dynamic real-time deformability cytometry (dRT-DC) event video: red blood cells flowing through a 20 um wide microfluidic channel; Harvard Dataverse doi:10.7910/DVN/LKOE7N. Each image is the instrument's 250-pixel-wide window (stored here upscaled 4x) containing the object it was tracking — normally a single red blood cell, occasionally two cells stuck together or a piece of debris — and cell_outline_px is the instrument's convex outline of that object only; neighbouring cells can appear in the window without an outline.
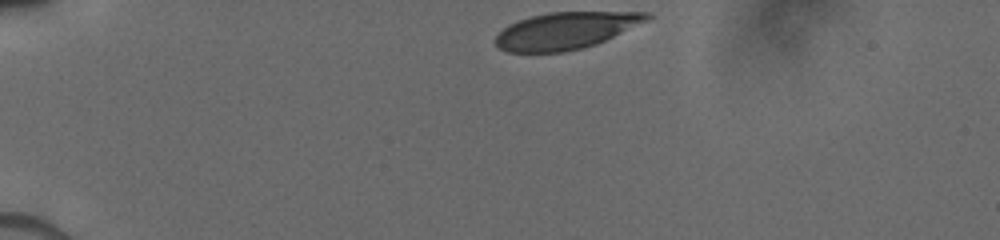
{"species": "human", "species_latin": "Homo sapiens", "temperature_condition": "cold", "stored_images_in_passage": 10, "camera_frame_rate_fps": 3000, "um_per_image_px": 0.085, "donor": {"sex": "male"}, "frame": {"image": 1, "passage_image": 1, "time_ms": 0.0, "image_size_px": [1000, 240], "cell_outline_px": [[652, 16], [648, 20], [596, 44], [564, 52], [508, 52], [500, 48], [496, 44], [496, 36], [508, 24], [532, 16], [548, 12], [648, 12]], "centroid_in_image_um": [48.08, 2.6], "position_along_channel_um": 36.9, "area_um2": 32.14}}
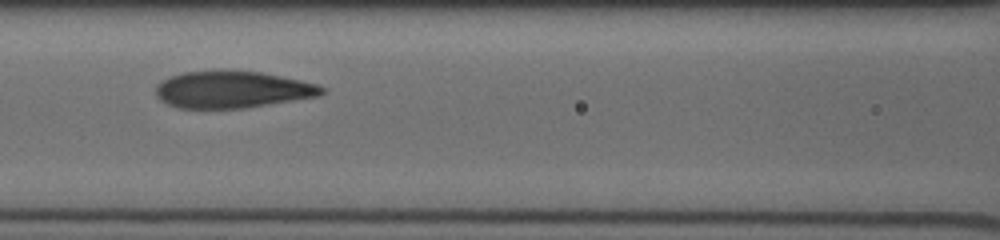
{"frame": {"image": 2, "passage_image": 5, "time_ms": 4.333, "image_size_px": [1000, 240], "cell_outline_px": [[324, 92], [316, 96], [244, 108], [180, 108], [168, 104], [160, 100], [156, 96], [156, 84], [172, 76], [184, 72], [224, 68], [260, 72], [300, 80], [316, 84], [324, 88]], "centroid_in_image_um": [19.69, 7.58], "position_along_channel_um": 146.9, "area_um2": 35.84}}
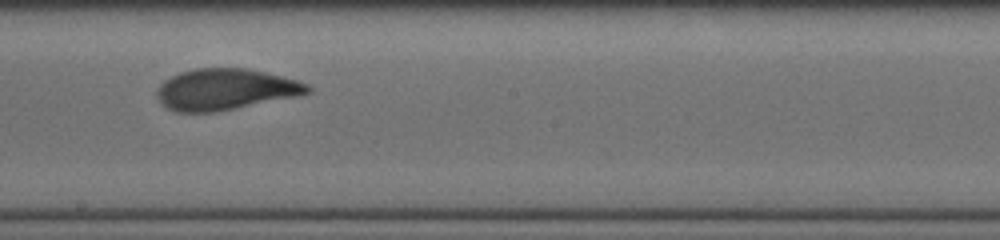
{"frame": {"image": 3, "passage_image": 9, "time_ms": 6.333, "image_size_px": [1000, 240], "cell_outline_px": [[312, 92], [296, 96], [212, 112], [176, 112], [168, 108], [156, 96], [156, 92], [160, 84], [164, 80], [180, 72], [196, 68], [248, 68], [296, 80], [308, 84], [312, 88]], "centroid_in_image_um": [19.14, 7.58], "position_along_channel_um": 229.1, "area_um2": 35.72}}